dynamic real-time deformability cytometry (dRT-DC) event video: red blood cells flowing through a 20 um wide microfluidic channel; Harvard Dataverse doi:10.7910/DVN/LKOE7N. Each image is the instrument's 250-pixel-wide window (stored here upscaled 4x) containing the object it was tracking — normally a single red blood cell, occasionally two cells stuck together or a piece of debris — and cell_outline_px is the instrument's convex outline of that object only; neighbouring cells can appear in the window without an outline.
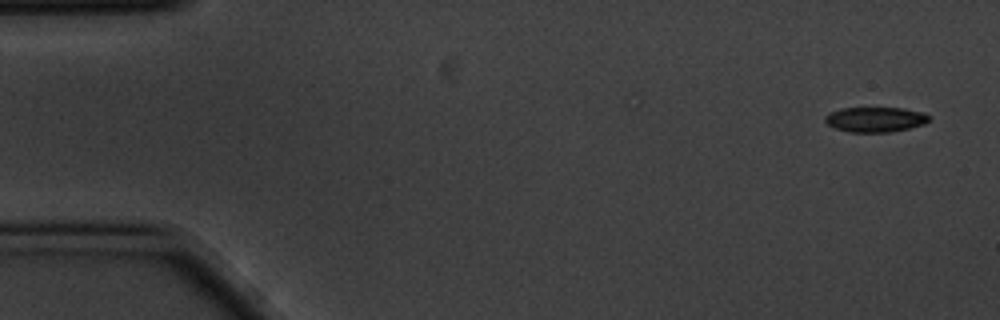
{"species": "common noctule bat (a hibernating species)", "species_latin": "Nyctalus noctula", "temperature_condition": "cold", "stored_images_in_passage": 7, "camera_frame_rate_fps": 3000, "um_per_image_px": 0.085, "animal": {"sex": "male", "body_mass_g": 20.1, "forearm_length_mm": 53.5}, "frame": {"image": 1, "passage_image": 1, "time_ms": 0.0, "image_size_px": [1000, 320], "cell_outline_px": [[928, 120], [924, 124], [908, 128], [888, 132], [848, 132], [836, 128], [828, 124], [824, 120], [824, 116], [828, 112], [840, 108], [904, 108], [924, 112], [928, 116]], "centroid_in_image_um": [74.36, 10.14], "position_along_channel_um": 10.6, "area_um2": 15.14}}
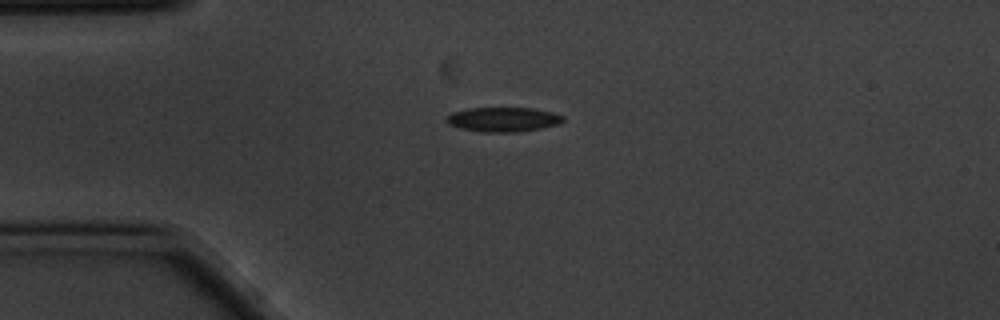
{"frame": {"image": 2, "passage_image": 4, "time_ms": 1.0, "image_size_px": [1000, 320], "cell_outline_px": [[564, 120], [560, 124], [540, 128], [516, 132], [480, 132], [460, 128], [448, 124], [444, 120], [452, 112], [468, 108], [532, 108], [552, 112], [564, 116]], "centroid_in_image_um": [42.75, 10.15], "position_along_channel_um": 42.2, "area_um2": 16.7}}
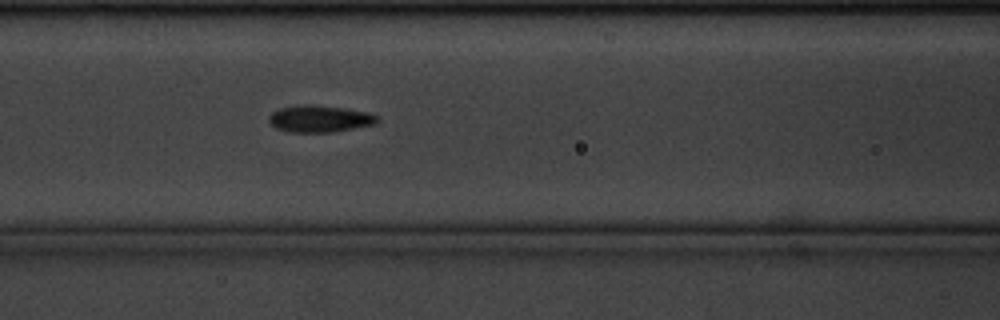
{"frame": {"image": 3, "passage_image": 7, "time_ms": 2.0, "image_size_px": [1000, 320], "cell_outline_px": [[380, 120], [376, 124], [332, 132], [288, 132], [276, 128], [268, 120], [268, 116], [272, 112], [280, 108], [300, 104], [308, 104], [344, 108], [368, 112], [380, 116]], "centroid_in_image_um": [27.19, 10.09], "position_along_channel_um": 139.4, "area_um2": 17.11}}